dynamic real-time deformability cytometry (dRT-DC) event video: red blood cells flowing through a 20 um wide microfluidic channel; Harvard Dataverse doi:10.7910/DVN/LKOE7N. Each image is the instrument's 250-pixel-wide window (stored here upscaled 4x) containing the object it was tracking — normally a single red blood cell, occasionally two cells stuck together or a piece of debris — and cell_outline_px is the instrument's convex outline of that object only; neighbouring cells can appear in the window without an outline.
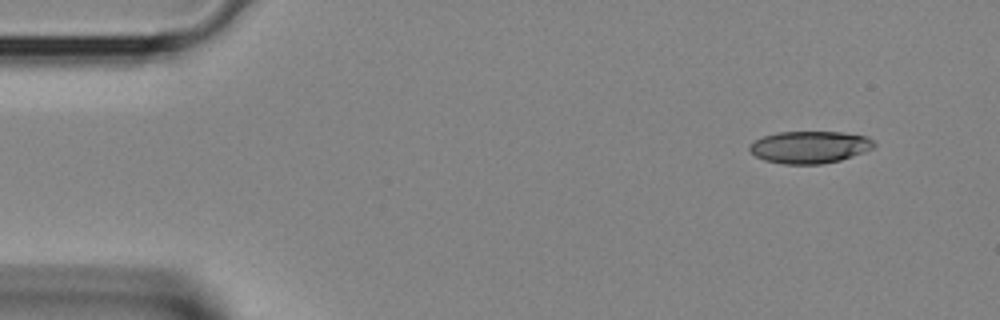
{"species": "Egyptian fruit bat (a non-hibernating species)", "species_latin": "Rousettus aegyptiacus", "temperature_condition": "room temperature", "stored_images_in_passage": 37, "segment_of_instrument_passage": [1, 2], "camera_frame_rate_fps": 3000, "um_per_image_px": 0.085, "animal": {"sex": "female"}, "frame": {"image": 1, "passage_image": 1, "time_ms": 0.0, "image_size_px": [1000, 320], "cell_outline_px": [[876, 144], [872, 148], [840, 160], [820, 164], [784, 164], [764, 160], [756, 156], [748, 148], [756, 140], [764, 136], [776, 132], [840, 132], [868, 136]], "centroid_in_image_um": [68.82, 12.5], "position_along_channel_um": 16.2, "area_um2": 23.06}}
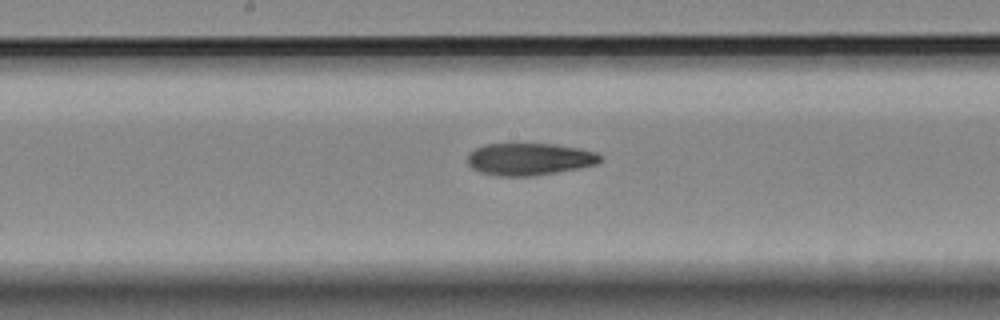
{"frame": {"image": 2, "passage_image": 17, "time_ms": 5.333, "image_size_px": [1000, 320], "cell_outline_px": [[600, 160], [596, 164], [580, 168], [532, 176], [496, 176], [480, 172], [472, 168], [468, 164], [468, 156], [476, 148], [484, 144], [556, 144], [596, 152], [600, 156]], "centroid_in_image_um": [44.98, 13.53], "position_along_channel_um": 203.2, "area_um2": 24.68}}
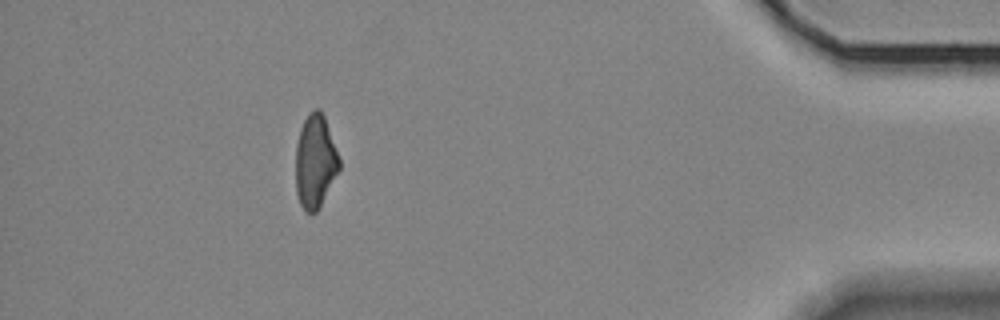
{"frame": {"image": 3, "passage_image": 32, "time_ms": 10.333, "image_size_px": [1000, 320], "cell_outline_px": [[340, 168], [320, 208], [316, 212], [304, 212], [300, 204], [296, 192], [296, 144], [300, 128], [308, 112], [316, 108], [320, 108], [324, 116], [340, 160]], "centroid_in_image_um": [26.78, 13.73], "position_along_channel_um": 408.4, "area_um2": 23.81}}